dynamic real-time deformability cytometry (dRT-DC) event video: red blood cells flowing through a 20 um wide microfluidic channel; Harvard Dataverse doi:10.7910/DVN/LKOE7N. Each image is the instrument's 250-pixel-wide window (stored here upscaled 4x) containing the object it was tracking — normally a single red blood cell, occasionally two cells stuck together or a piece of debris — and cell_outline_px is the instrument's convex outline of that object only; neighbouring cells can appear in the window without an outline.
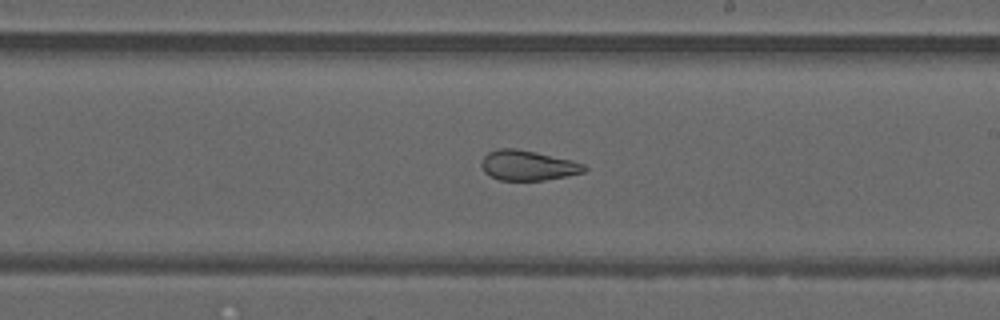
{"species": "common noctule bat (a hibernating species)", "species_latin": "Nyctalus noctula", "temperature_condition": "warm", "stored_images_in_passage": 48, "camera_frame_rate_fps": 3000, "um_per_image_px": 0.085, "animal": {"sex": "male", "forearm_length_mm": 52.5}, "frame": {"image": 1, "passage_image": 28, "time_ms": 9.0, "image_size_px": [1000, 320], "cell_outline_px": [[588, 168], [584, 172], [568, 176], [544, 180], [500, 180], [488, 176], [484, 172], [480, 164], [484, 156], [488, 152], [500, 148], [516, 148], [536, 152], [572, 160], [584, 164]], "centroid_in_image_um": [44.86, 14.06], "position_along_channel_um": 244.1, "area_um2": 18.15}, "authors_computed_cell_mechanics": {"area_um2": 23.2356, "velocity_mm_per_s": 4.2209, "shape_relaxation_time_tau1_ms": null, "shape_relaxation_time_tau2_ms": 1.4219, "deformation_change_tau1": null, "deformation_change_tau2": 0.091}}